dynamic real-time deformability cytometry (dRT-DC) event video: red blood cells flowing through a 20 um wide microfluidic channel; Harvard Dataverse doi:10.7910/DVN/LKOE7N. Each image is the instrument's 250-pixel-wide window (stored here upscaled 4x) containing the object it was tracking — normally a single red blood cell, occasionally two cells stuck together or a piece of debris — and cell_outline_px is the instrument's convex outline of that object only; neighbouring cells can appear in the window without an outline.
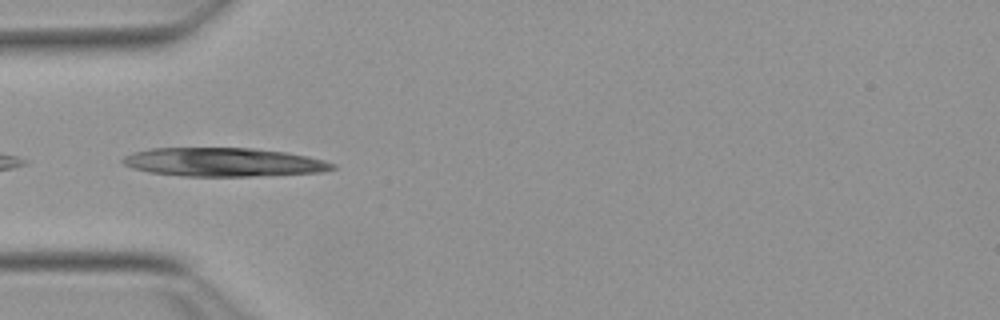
{"species": "Egyptian fruit bat (a non-hibernating species)", "species_latin": "Rousettus aegyptiacus", "temperature_condition": "warm", "stored_images_in_passage": 8, "camera_frame_rate_fps": 3000, "um_per_image_px": 0.085, "animal": {"sex": "female"}, "frame": {"image": 1, "passage_image": 4, "time_ms": 1.0, "image_size_px": [1000, 320], "cell_outline_px": [[336, 168], [320, 172], [252, 176], [180, 176], [148, 172], [132, 168], [124, 164], [120, 160], [124, 156], [136, 152], [152, 148], [252, 148], [284, 152], [324, 160], [336, 164]], "centroid_in_image_um": [18.97, 13.79], "position_along_channel_um": 66.0, "area_um2": 34.85}}